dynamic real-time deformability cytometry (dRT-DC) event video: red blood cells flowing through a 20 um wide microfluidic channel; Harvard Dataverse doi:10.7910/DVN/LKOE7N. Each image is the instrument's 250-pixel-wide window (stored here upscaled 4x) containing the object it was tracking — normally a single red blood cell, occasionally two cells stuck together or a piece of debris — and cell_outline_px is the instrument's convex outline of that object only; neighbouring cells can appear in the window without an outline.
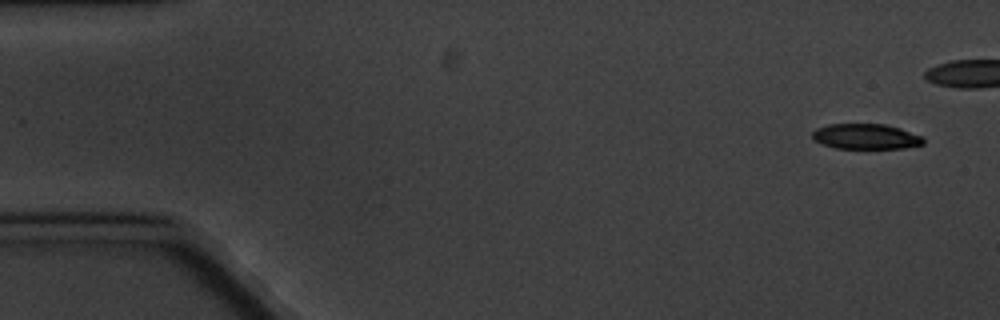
{"species": "common noctule bat (a hibernating species)", "species_latin": "Nyctalus noctula", "temperature_condition": "cold", "stored_images_in_passage": 6, "camera_frame_rate_fps": 3000, "um_per_image_px": 0.085, "animal": {"sex": "male", "body_mass_g": 20.1, "forearm_length_mm": 53.5}, "frame": {"image": 1, "passage_image": 1, "time_ms": 0.0, "image_size_px": [1000, 320], "cell_outline_px": [[924, 144], [904, 148], [836, 148], [812, 140], [812, 132], [816, 128], [828, 124], [884, 124], [900, 128], [924, 136]], "centroid_in_image_um": [73.61, 11.6], "position_along_channel_um": 11.4, "area_um2": 16.47}}